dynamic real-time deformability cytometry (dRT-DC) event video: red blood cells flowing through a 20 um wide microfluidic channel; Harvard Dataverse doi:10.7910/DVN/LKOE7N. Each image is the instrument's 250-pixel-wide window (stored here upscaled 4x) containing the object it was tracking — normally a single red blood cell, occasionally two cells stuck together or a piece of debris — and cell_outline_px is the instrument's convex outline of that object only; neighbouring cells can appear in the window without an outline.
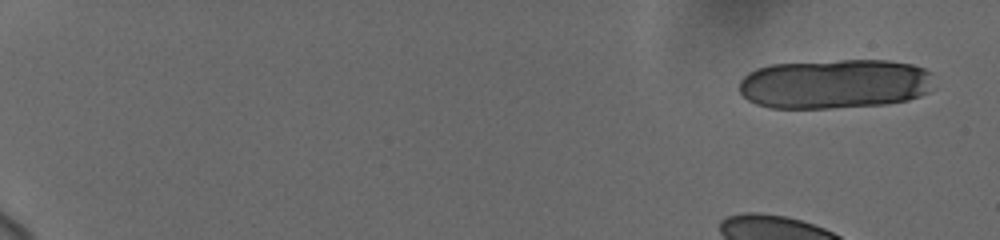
{"species": "human", "species_latin": "Homo sapiens", "temperature_condition": "cold", "stored_images_in_passage": 10, "camera_frame_rate_fps": 3000, "um_per_image_px": 0.085, "donor": {"sex": "female"}, "frame": {"image": 1, "passage_image": 1, "time_ms": 0.0, "image_size_px": [1000, 240], "cell_outline_px": [[936, 88], [920, 96], [908, 100], [888, 104], [828, 108], [768, 108], [756, 104], [748, 100], [740, 92], [740, 80], [748, 72], [756, 68], [772, 64], [840, 60], [888, 60], [912, 64], [924, 68], [932, 72]], "centroid_in_image_um": [71.01, 7.13], "position_along_channel_um": 14.0, "area_um2": 57.11}}
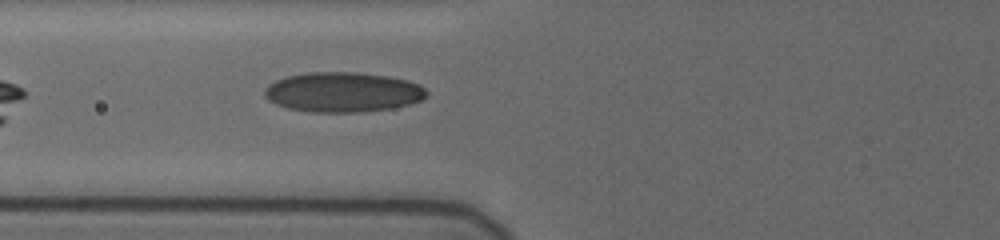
{"frame": {"image": 2, "passage_image": 10, "time_ms": 8.0, "image_size_px": [1000, 240], "cell_outline_px": [[428, 96], [420, 100], [408, 104], [388, 108], [364, 112], [312, 112], [288, 108], [276, 104], [268, 100], [264, 96], [264, 88], [276, 80], [288, 76], [308, 72], [356, 72], [384, 76], [408, 80], [424, 88], [428, 92]], "centroid_in_image_um": [29.11, 7.83], "position_along_channel_um": 96.7, "area_um2": 37.45}}